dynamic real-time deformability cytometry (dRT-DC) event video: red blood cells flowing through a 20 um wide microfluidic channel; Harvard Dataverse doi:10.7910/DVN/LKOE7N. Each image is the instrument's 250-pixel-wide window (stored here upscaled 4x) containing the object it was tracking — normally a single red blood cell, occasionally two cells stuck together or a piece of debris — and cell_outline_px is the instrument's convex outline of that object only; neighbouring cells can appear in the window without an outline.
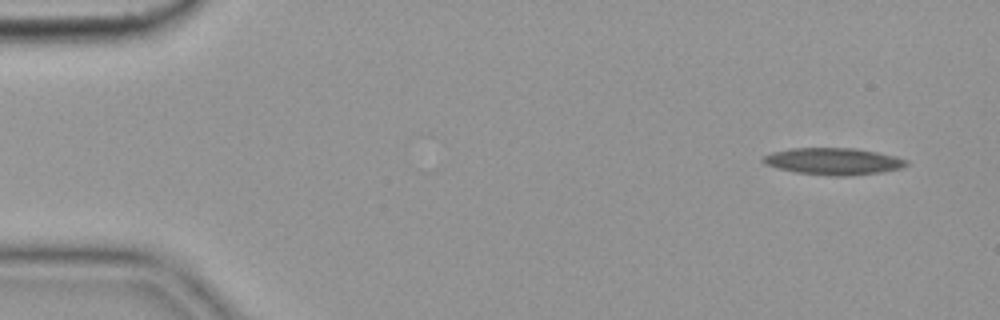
{"species": "common noctule bat (a hibernating species)", "species_latin": "Nyctalus noctula", "temperature_condition": "cold", "stored_images_in_passage": 10, "camera_frame_rate_fps": 3000, "um_per_image_px": 0.085, "animal": {"sex": "female", "body_mass_g": 19.9}, "frame": {"image": 1, "passage_image": 1, "time_ms": 0.0, "image_size_px": [1000, 320], "cell_outline_px": [[908, 164], [900, 168], [880, 172], [848, 176], [832, 176], [796, 172], [764, 164], [760, 160], [764, 156], [772, 152], [792, 148], [856, 148], [896, 156], [908, 160]], "centroid_in_image_um": [70.83, 13.71], "position_along_channel_um": 14.2, "area_um2": 22.31}}